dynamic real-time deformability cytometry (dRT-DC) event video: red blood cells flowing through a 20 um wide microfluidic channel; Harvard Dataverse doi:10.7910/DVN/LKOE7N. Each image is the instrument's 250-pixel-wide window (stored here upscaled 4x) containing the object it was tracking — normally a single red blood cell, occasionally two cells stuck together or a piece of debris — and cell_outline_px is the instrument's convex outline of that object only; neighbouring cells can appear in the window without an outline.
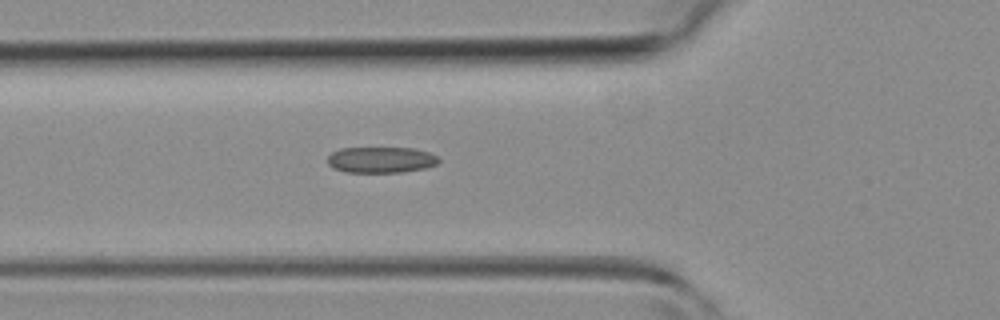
{"species": "common noctule bat (a hibernating species)", "species_latin": "Nyctalus noctula", "temperature_condition": "room temperature", "stored_images_in_passage": 27, "camera_frame_rate_fps": 3000, "um_per_image_px": 0.085, "animal": {"sex": "female", "body_mass_g": 19.3, "forearm_length_mm": 54.1}, "frame": {"image": 1, "passage_image": 2, "time_ms": 0.333, "image_size_px": [1000, 320], "cell_outline_px": [[440, 160], [436, 164], [424, 168], [400, 172], [344, 172], [332, 168], [328, 164], [328, 156], [332, 152], [340, 148], [412, 148], [428, 152], [436, 156]], "centroid_in_image_um": [32.34, 13.58], "position_along_channel_um": 93.5, "area_um2": 16.76}}
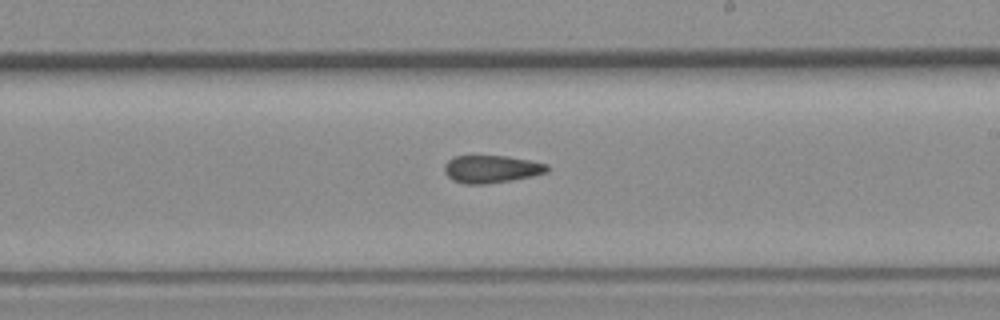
{"frame": {"image": 2, "passage_image": 12, "time_ms": 3.667, "image_size_px": [1000, 320], "cell_outline_px": [[548, 168], [544, 172], [532, 176], [512, 180], [488, 184], [464, 184], [452, 180], [444, 172], [444, 164], [448, 160], [456, 156], [504, 156], [528, 160], [548, 164]], "centroid_in_image_um": [41.72, 14.38], "position_along_channel_um": 247.3, "area_um2": 16.42}}
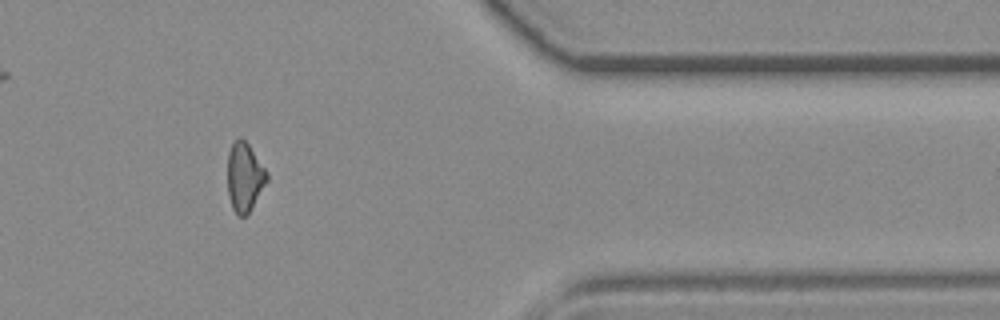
{"frame": {"image": 3, "passage_image": 23, "time_ms": 7.333, "image_size_px": [1000, 320], "cell_outline_px": [[268, 180], [248, 212], [244, 216], [236, 216], [232, 208], [228, 196], [228, 152], [232, 144], [240, 136], [248, 144], [268, 172]], "centroid_in_image_um": [20.78, 15.05], "position_along_channel_um": 390.6, "area_um2": 15.66}}